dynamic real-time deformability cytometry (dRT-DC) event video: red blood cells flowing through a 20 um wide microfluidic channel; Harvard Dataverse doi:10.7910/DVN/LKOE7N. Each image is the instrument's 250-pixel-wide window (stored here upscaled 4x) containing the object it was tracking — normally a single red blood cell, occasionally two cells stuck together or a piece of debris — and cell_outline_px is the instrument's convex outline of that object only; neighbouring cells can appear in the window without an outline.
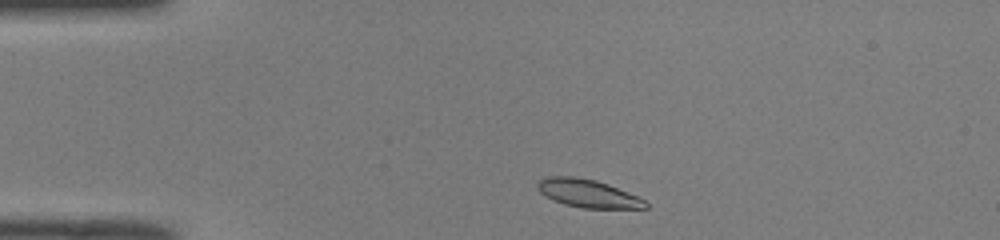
{"species": "common noctule bat (a hibernating species)", "species_latin": "Nyctalus noctula", "temperature_condition": "room temperature", "stored_images_in_passage": 43, "camera_frame_rate_fps": 3000, "um_per_image_px": 0.085, "animal": {"sex": "male", "body_mass_g": 19.0, "forearm_length_mm": 50.8}, "frame": {"image": 1, "passage_image": 2, "time_ms": 0.333, "image_size_px": [1000, 240], "cell_outline_px": [[648, 208], [584, 208], [564, 204], [540, 192], [536, 188], [536, 184], [540, 180], [548, 176], [576, 176], [596, 180], [608, 184], [636, 196], [644, 200], [648, 204]], "centroid_in_image_um": [49.96, 16.43], "position_along_channel_um": 35.0, "area_um2": 17.4}}
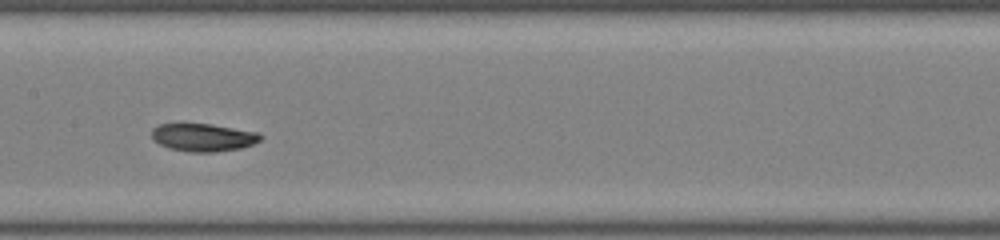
{"frame": {"image": 2, "passage_image": 17, "time_ms": 5.333, "image_size_px": [1000, 240], "cell_outline_px": [[264, 136], [260, 140], [252, 144], [240, 148], [216, 152], [188, 152], [168, 148], [160, 144], [152, 136], [152, 128], [160, 124], [208, 124], [260, 132]], "centroid_in_image_um": [17.3, 11.68], "position_along_channel_um": 190.1, "area_um2": 17.57}}
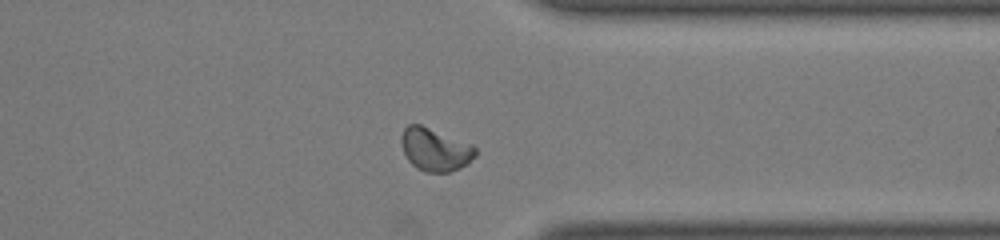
{"frame": {"image": 3, "passage_image": 31, "time_ms": 10.0, "image_size_px": [1000, 240], "cell_outline_px": [[476, 156], [468, 164], [460, 168], [448, 172], [424, 172], [416, 168], [408, 160], [404, 152], [400, 140], [400, 136], [404, 128], [408, 124], [420, 124], [472, 144], [476, 148]], "centroid_in_image_um": [36.98, 12.71], "position_along_channel_um": 374.4, "area_um2": 18.67}, "authors_computed_cell_mechanics": {"area_um2": 17.8024, "velocity_mm_per_s": 3.9941, "shape_relaxation_time_tau1_ms": 3.6522, "shape_relaxation_time_tau2_ms": 2.7655, "deformation_change_tau1": 0.1284, "deformation_change_tau2": 0.0684}}